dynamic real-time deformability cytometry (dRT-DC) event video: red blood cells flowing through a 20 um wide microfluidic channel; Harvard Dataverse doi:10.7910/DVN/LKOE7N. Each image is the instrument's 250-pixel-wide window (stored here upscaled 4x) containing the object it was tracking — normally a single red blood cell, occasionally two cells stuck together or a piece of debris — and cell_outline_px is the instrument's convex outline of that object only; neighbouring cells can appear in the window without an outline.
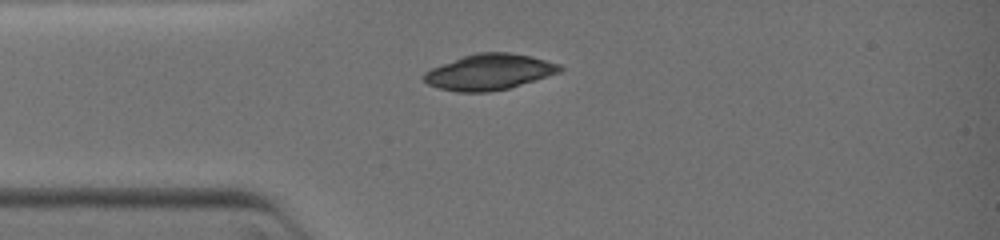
{"species": "common noctule bat (a hibernating species)", "species_latin": "Nyctalus noctula", "temperature_condition": "warm", "stored_images_in_passage": 5, "camera_frame_rate_fps": 3000, "um_per_image_px": 0.085, "animal": {"sex": "female", "body_mass_g": 19.0, "forearm_length_mm": 51.5}, "frame": {"image": 1, "passage_image": 1, "time_ms": 0.0, "image_size_px": [1000, 240], "cell_outline_px": [[564, 68], [560, 72], [536, 80], [508, 88], [488, 92], [456, 92], [440, 88], [428, 84], [420, 76], [424, 72], [432, 68], [464, 56], [476, 52], [508, 52], [532, 56], [560, 64]], "centroid_in_image_um": [41.59, 6.12], "position_along_channel_um": 43.4, "area_um2": 28.32}}